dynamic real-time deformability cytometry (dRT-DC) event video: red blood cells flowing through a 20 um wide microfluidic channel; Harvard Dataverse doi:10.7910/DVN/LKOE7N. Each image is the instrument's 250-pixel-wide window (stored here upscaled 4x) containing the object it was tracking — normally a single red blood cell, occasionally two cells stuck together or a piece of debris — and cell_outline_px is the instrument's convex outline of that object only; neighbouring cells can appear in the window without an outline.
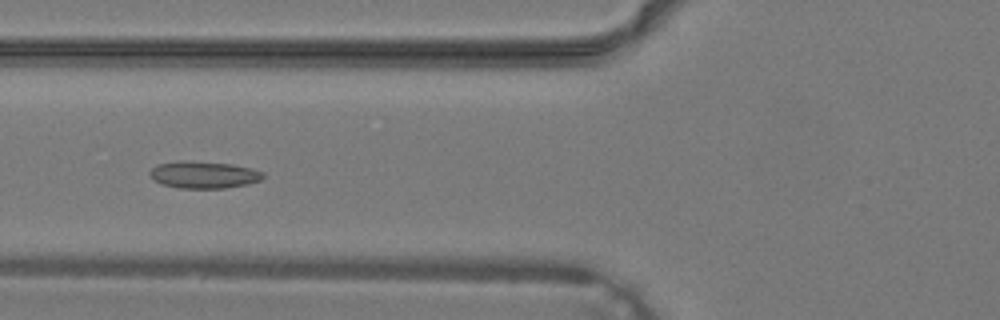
{"species": "common noctule bat (a hibernating species)", "species_latin": "Nyctalus noctula", "temperature_condition": "warm", "stored_images_in_passage": 27, "camera_frame_rate_fps": 3000, "um_per_image_px": 0.085, "animal": {"sex": "male", "body_mass_g": 19.2, "forearm_length_mm": 51.8}, "frame": {"image": 1, "passage_image": 4, "time_ms": 1.0, "image_size_px": [1000, 320], "cell_outline_px": [[264, 176], [260, 180], [248, 184], [224, 188], [180, 188], [160, 184], [152, 180], [148, 176], [148, 172], [156, 164], [176, 160], [192, 160], [232, 164], [252, 168], [264, 172]], "centroid_in_image_um": [17.25, 14.84], "position_along_channel_um": 108.5, "area_um2": 18.32}}
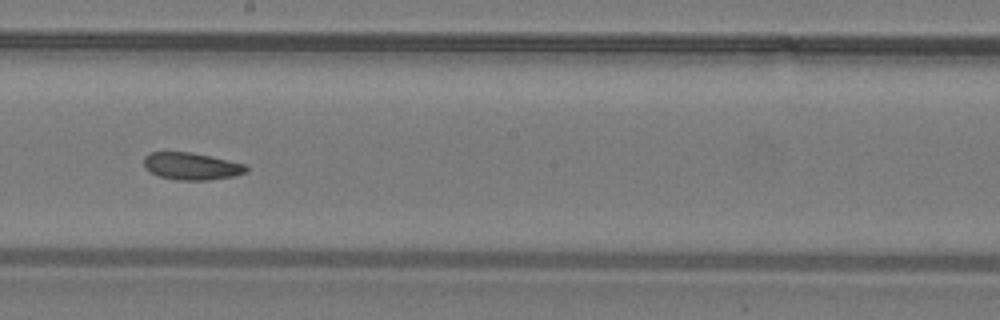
{"frame": {"image": 2, "passage_image": 11, "time_ms": 3.333, "image_size_px": [1000, 320], "cell_outline_px": [[248, 172], [232, 176], [208, 180], [176, 180], [160, 176], [144, 168], [144, 156], [148, 152], [192, 152], [212, 156], [248, 164]], "centroid_in_image_um": [16.3, 14.11], "position_along_channel_um": 231.9, "area_um2": 16.42}}
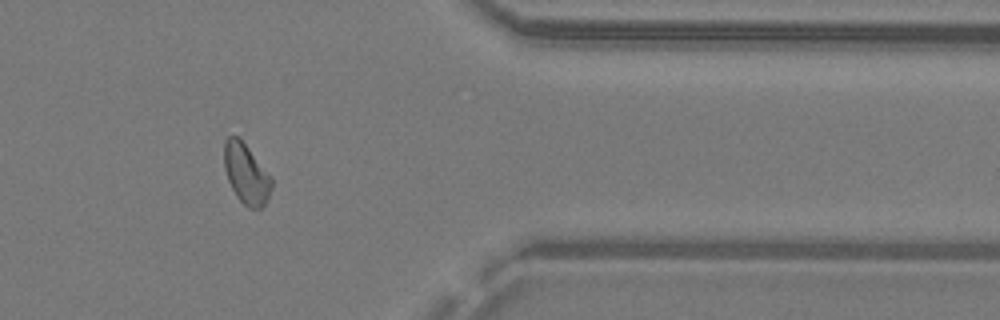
{"frame": {"image": 3, "passage_image": 21, "time_ms": 6.667, "image_size_px": [1000, 320], "cell_outline_px": [[272, 188], [268, 200], [260, 208], [248, 208], [236, 196], [228, 180], [224, 168], [224, 140], [228, 136], [240, 136], [272, 176]], "centroid_in_image_um": [20.94, 14.73], "position_along_channel_um": 390.5, "area_um2": 16.99}}